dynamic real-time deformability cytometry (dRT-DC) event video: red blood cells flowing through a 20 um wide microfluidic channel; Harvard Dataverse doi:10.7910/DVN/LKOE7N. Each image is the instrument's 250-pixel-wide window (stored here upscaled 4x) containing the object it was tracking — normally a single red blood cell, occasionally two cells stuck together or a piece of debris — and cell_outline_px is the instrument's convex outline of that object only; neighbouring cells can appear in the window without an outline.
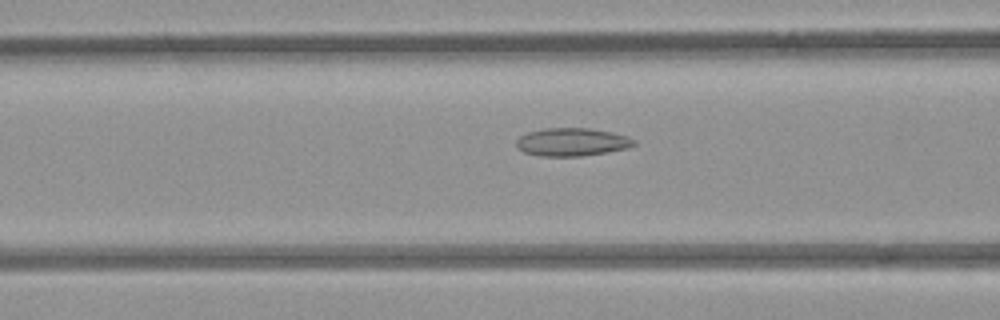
{"species": "common noctule bat (a hibernating species)", "species_latin": "Nyctalus noctula", "temperature_condition": "room temperature", "stored_images_in_passage": 36, "camera_frame_rate_fps": 3000, "um_per_image_px": 0.085, "animal": {"sex": "female", "body_mass_g": 21.9}, "frame": {"image": 1, "passage_image": 18, "time_ms": 5.667, "image_size_px": [1000, 320], "cell_outline_px": [[636, 144], [628, 148], [580, 156], [540, 156], [524, 152], [516, 144], [516, 140], [520, 136], [528, 132], [548, 128], [588, 128], [612, 132], [636, 140]], "centroid_in_image_um": [48.61, 12.07], "position_along_channel_um": 118.0, "area_um2": 18.96}}
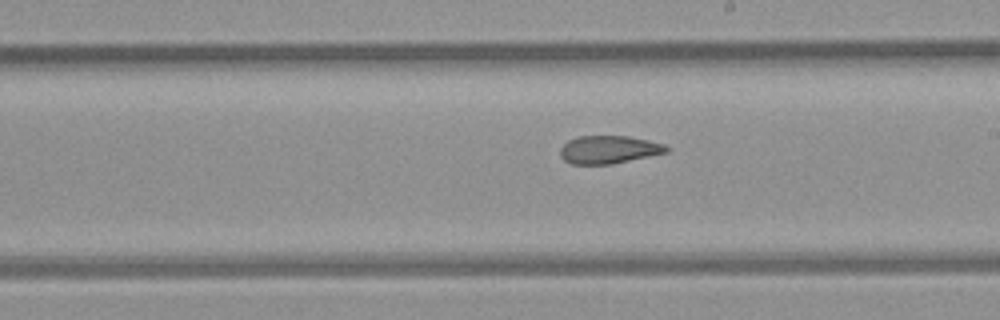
{"frame": {"image": 2, "passage_image": 27, "time_ms": 8.667, "image_size_px": [1000, 320], "cell_outline_px": [[668, 152], [612, 164], [572, 164], [564, 160], [560, 156], [560, 148], [568, 140], [580, 136], [628, 136], [648, 140], [664, 144], [668, 148]], "centroid_in_image_um": [51.73, 12.71], "position_along_channel_um": 237.3, "area_um2": 17.22}}
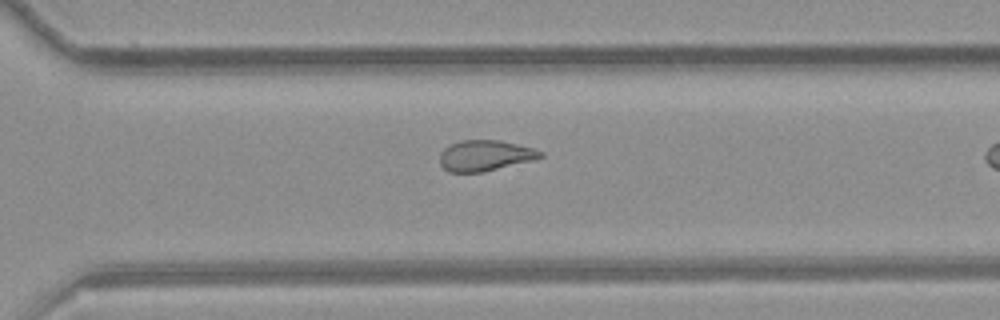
{"frame": {"image": 3, "passage_image": 34, "time_ms": 11.0, "image_size_px": [1000, 320], "cell_outline_px": [[544, 156], [532, 160], [480, 172], [448, 172], [440, 164], [440, 156], [444, 148], [460, 140], [500, 140], [532, 148], [544, 152]], "centroid_in_image_um": [41.22, 13.21], "position_along_channel_um": 329.4, "area_um2": 17.74}}